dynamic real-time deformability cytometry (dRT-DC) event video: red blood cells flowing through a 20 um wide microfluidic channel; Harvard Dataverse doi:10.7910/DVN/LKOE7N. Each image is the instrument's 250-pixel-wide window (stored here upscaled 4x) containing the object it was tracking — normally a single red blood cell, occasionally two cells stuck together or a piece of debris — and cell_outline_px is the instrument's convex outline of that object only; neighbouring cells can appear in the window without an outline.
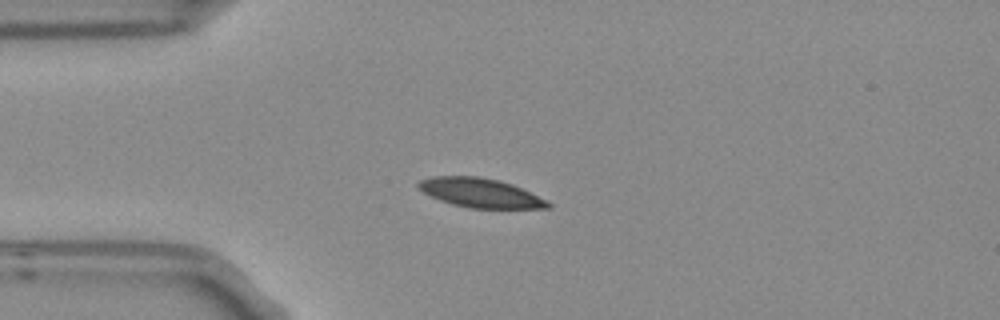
{"species": "Egyptian fruit bat (a non-hibernating species)", "species_latin": "Rousettus aegyptiacus", "temperature_condition": "room temperature", "stored_images_in_passage": 4, "camera_frame_rate_fps": 3000, "um_per_image_px": 0.085, "frame": {"image": 1, "passage_image": 3, "time_ms": 0.667, "image_size_px": [1000, 320], "cell_outline_px": [[552, 204], [548, 208], [468, 208], [452, 204], [440, 200], [416, 188], [416, 184], [420, 180], [432, 176], [480, 176], [500, 180], [512, 184], [548, 200]], "centroid_in_image_um": [40.82, 16.38], "position_along_channel_um": 44.2, "area_um2": 22.14}}
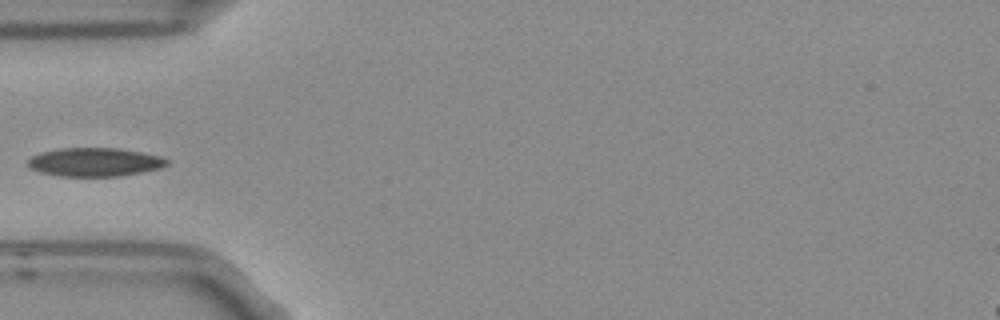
{"frame": {"image": 2, "passage_image": 4, "time_ms": 1.0, "image_size_px": [1000, 320], "cell_outline_px": [[168, 164], [160, 168], [120, 176], [60, 176], [40, 172], [32, 168], [28, 164], [28, 160], [32, 156], [40, 152], [60, 148], [116, 148], [140, 152], [160, 156], [168, 160]], "centroid_in_image_um": [8.04, 13.77], "position_along_channel_um": 77.0, "area_um2": 22.95}}